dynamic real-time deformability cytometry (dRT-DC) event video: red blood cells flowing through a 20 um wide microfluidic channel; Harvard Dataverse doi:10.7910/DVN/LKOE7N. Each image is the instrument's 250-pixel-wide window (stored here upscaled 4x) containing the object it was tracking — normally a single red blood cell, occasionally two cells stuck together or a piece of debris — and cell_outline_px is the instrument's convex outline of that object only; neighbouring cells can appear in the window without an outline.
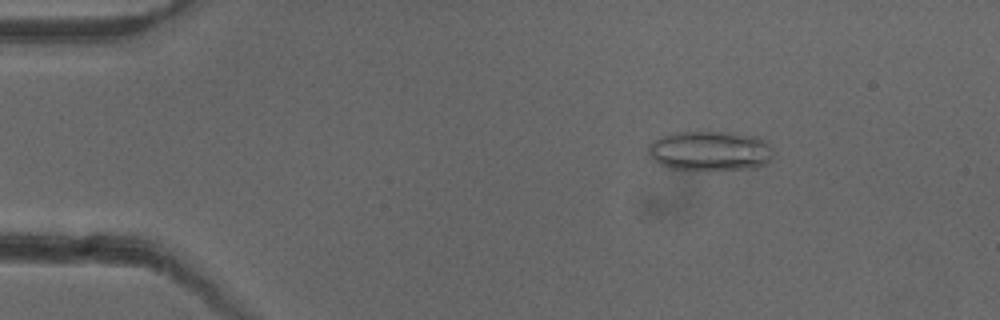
{"species": "common noctule bat (a hibernating species)", "species_latin": "Nyctalus noctula", "temperature_condition": "cold", "stored_images_in_passage": 51, "camera_frame_rate_fps": 3000, "um_per_image_px": 0.085, "animal": {"sex": "female"}, "frame": {"image": 1, "passage_image": 7, "time_ms": 2.0, "image_size_px": [1000, 320], "cell_outline_px": [[776, 152], [764, 164], [756, 168], [672, 168], [660, 164], [648, 152], [648, 144], [652, 140], [668, 132], [728, 132], [756, 136], [764, 140]], "centroid_in_image_um": [60.35, 12.78], "position_along_channel_um": 24.6, "area_um2": 28.55}}
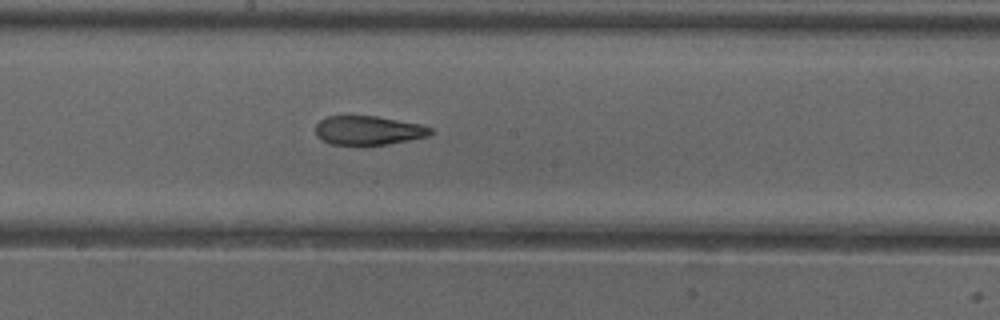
{"frame": {"image": 2, "passage_image": 27, "time_ms": 8.667, "image_size_px": [1000, 320], "cell_outline_px": [[432, 132], [428, 136], [388, 144], [364, 148], [332, 144], [320, 140], [316, 136], [316, 124], [320, 120], [328, 116], [376, 116], [420, 124], [432, 128]], "centroid_in_image_um": [31.26, 11.13], "position_along_channel_um": 216.9, "area_um2": 20.06}}
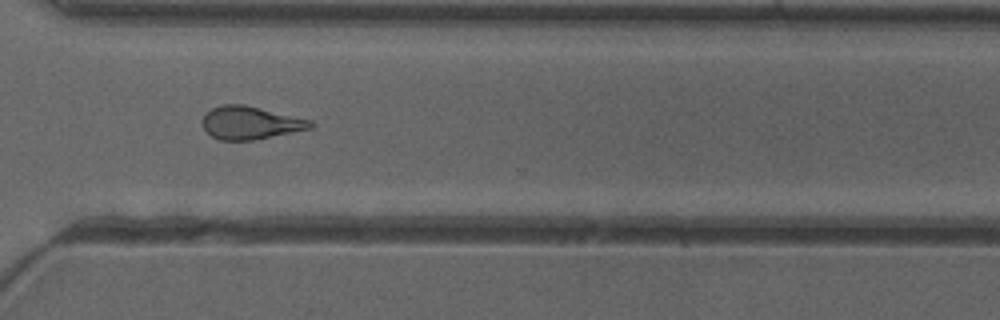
{"frame": {"image": 3, "passage_image": 37, "time_ms": 12.0, "image_size_px": [1000, 320], "cell_outline_px": [[316, 124], [312, 128], [252, 140], [220, 140], [212, 136], [204, 128], [200, 120], [204, 112], [220, 104], [244, 104], [312, 120]], "centroid_in_image_um": [21.25, 10.42], "position_along_channel_um": 349.4, "area_um2": 20.87}, "authors_computed_cell_mechanics": {"area_um2": 21.2126, "velocity_mm_per_s": 3.9941, "shape_relaxation_time_tau1_ms": 10.874, "shape_relaxation_time_tau2_ms": 3.3828, "deformation_change_tau1": 0.231, "deformation_change_tau2": 0.1148}}